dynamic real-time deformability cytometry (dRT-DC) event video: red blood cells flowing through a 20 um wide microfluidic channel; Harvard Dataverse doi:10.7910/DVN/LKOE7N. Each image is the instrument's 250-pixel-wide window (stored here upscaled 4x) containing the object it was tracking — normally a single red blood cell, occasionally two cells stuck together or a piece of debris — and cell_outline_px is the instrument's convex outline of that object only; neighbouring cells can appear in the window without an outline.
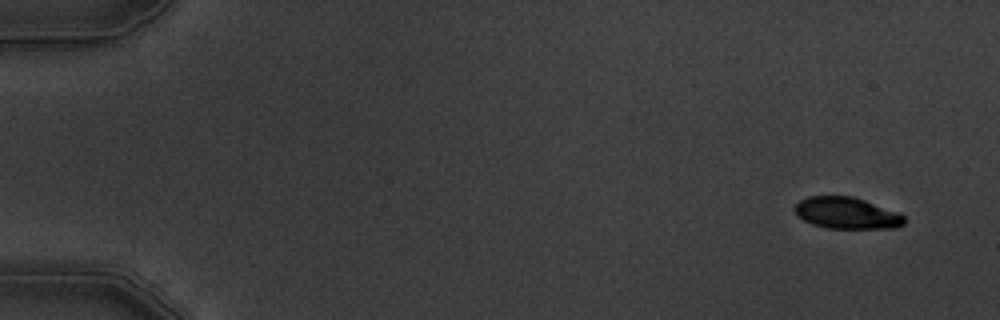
{"species": "common noctule bat (a hibernating species)", "species_latin": "Nyctalus noctula", "temperature_condition": "warm", "stored_images_in_passage": 5, "camera_frame_rate_fps": 3000, "um_per_image_px": 0.085, "animal": {"sex": "male", "body_mass_g": 19.5, "forearm_length_mm": 54.6}, "frame": {"image": 1, "passage_image": 1, "time_ms": 0.0, "image_size_px": [1000, 320], "cell_outline_px": [[904, 224], [896, 228], [828, 228], [812, 224], [796, 216], [796, 204], [800, 200], [808, 196], [852, 196], [900, 212], [904, 216]], "centroid_in_image_um": [71.99, 18.11], "position_along_channel_um": 13.0, "area_um2": 20.11}}
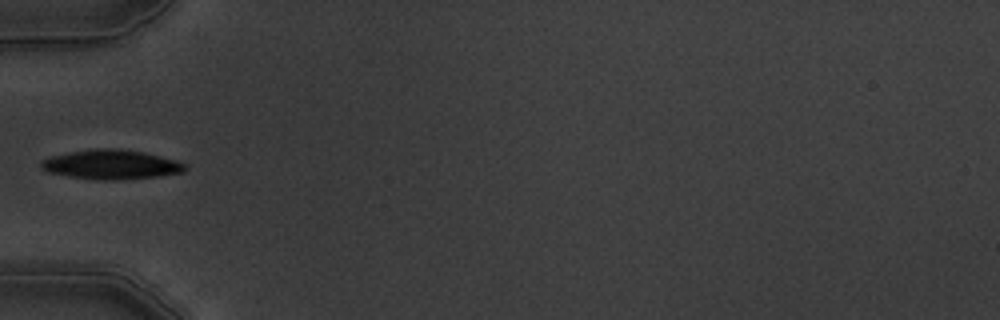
{"frame": {"image": 2, "passage_image": 5, "time_ms": 5.333, "image_size_px": [1000, 320], "cell_outline_px": [[188, 168], [184, 172], [156, 176], [112, 180], [100, 180], [68, 176], [48, 172], [40, 168], [40, 160], [48, 156], [68, 152], [92, 148], [120, 148], [144, 152], [176, 160], [184, 164]], "centroid_in_image_um": [9.39, 13.97], "position_along_channel_um": 75.6, "area_um2": 24.85}}